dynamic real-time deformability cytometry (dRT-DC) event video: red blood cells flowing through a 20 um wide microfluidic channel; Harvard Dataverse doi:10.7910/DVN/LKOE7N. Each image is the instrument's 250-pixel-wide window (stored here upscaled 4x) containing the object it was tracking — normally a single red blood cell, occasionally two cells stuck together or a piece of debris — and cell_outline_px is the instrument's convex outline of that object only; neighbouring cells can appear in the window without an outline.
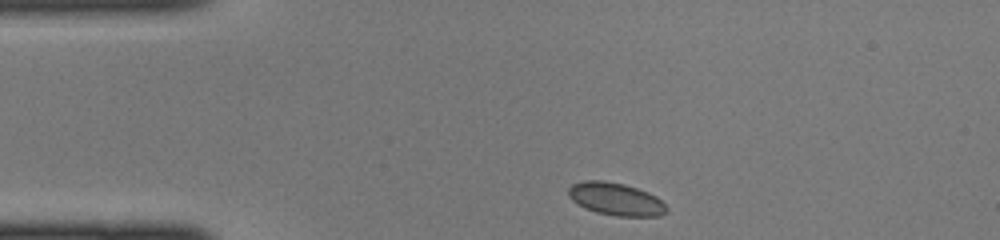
{"species": "common noctule bat (a hibernating species)", "species_latin": "Nyctalus noctula", "temperature_condition": "cold", "stored_images_in_passage": 37, "camera_frame_rate_fps": 3000, "um_per_image_px": 0.085, "animal": {"sex": "female", "body_mass_g": 22.0, "forearm_length_mm": 56.7}, "frame": {"image": 1, "passage_image": 1, "time_ms": 0.0, "image_size_px": [1000, 240], "cell_outline_px": [[668, 208], [660, 216], [616, 216], [596, 212], [584, 208], [572, 200], [568, 196], [568, 188], [572, 184], [584, 180], [604, 180], [624, 184], [648, 192], [656, 196]], "centroid_in_image_um": [52.31, 16.91], "position_along_channel_um": 32.7, "area_um2": 18.67}}
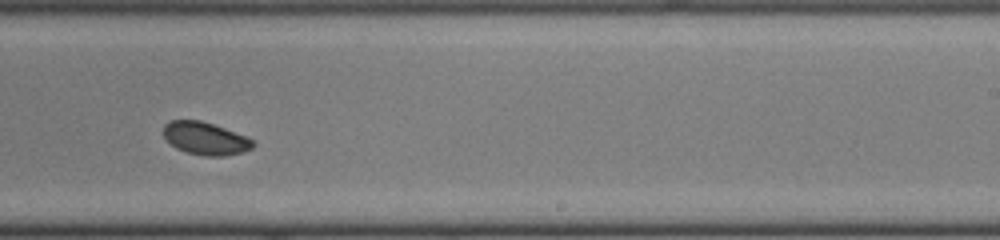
{"frame": {"image": 2, "passage_image": 20, "time_ms": 6.333, "image_size_px": [1000, 240], "cell_outline_px": [[256, 144], [252, 148], [244, 152], [224, 156], [204, 156], [188, 152], [176, 148], [164, 136], [164, 124], [172, 120], [200, 120], [224, 128], [244, 136], [252, 140]], "centroid_in_image_um": [17.47, 11.77], "position_along_channel_um": 271.5, "area_um2": 16.82}}
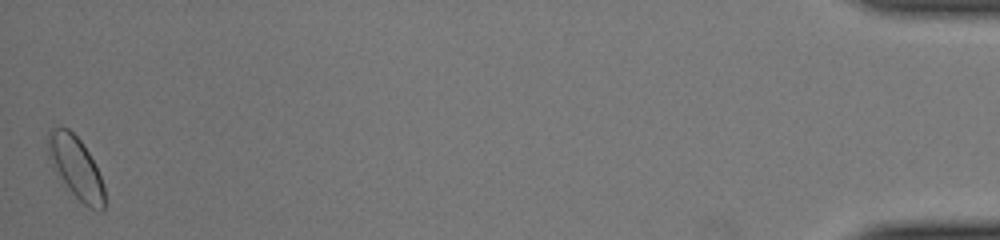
{"frame": {"image": 3, "passage_image": 37, "time_ms": 12.0, "image_size_px": [1000, 240], "cell_outline_px": [[104, 208], [100, 212], [84, 204], [56, 176], [52, 168], [48, 156], [48, 128], [68, 128], [80, 140], [88, 152], [100, 176], [104, 188]], "centroid_in_image_um": [6.41, 14.23], "position_along_channel_um": 428.8, "area_um2": 20.17}}